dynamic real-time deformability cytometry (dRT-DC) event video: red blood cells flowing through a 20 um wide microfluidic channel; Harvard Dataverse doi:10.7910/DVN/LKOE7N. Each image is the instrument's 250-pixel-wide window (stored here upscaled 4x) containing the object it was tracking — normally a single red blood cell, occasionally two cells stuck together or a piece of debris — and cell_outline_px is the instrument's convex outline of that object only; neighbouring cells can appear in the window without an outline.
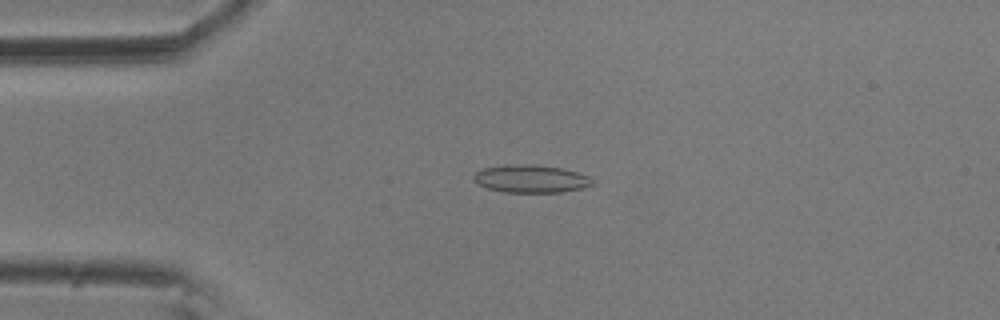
{"species": "common noctule bat (a hibernating species)", "species_latin": "Nyctalus noctula", "temperature_condition": "room temperature", "stored_images_in_passage": 6, "camera_frame_rate_fps": 3000, "um_per_image_px": 0.085, "animal": {"sex": "male", "body_mass_g": 20.5, "forearm_length_mm": 52.5}, "frame": {"image": 1, "passage_image": 4, "time_ms": 1.0, "image_size_px": [1000, 320], "cell_outline_px": [[596, 184], [580, 188], [560, 192], [504, 192], [488, 188], [476, 184], [472, 176], [476, 172], [484, 168], [504, 164], [532, 164], [564, 168], [588, 176], [596, 180]], "centroid_in_image_um": [45.13, 15.18], "position_along_channel_um": 39.9, "area_um2": 19.42}}
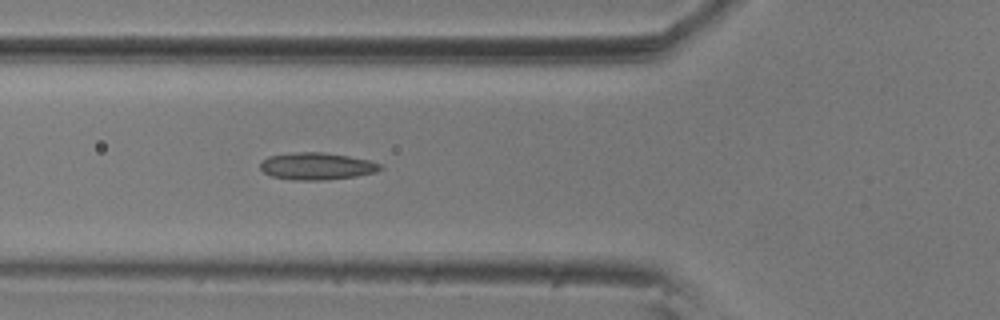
{"frame": {"image": 2, "passage_image": 6, "time_ms": 1.667, "image_size_px": [1000, 320], "cell_outline_px": [[384, 168], [376, 172], [356, 176], [320, 180], [296, 180], [272, 176], [264, 172], [260, 168], [260, 164], [268, 156], [300, 152], [324, 152], [348, 156], [368, 160], [380, 164]], "centroid_in_image_um": [26.94, 14.12], "position_along_channel_um": 98.9, "area_um2": 18.73}}